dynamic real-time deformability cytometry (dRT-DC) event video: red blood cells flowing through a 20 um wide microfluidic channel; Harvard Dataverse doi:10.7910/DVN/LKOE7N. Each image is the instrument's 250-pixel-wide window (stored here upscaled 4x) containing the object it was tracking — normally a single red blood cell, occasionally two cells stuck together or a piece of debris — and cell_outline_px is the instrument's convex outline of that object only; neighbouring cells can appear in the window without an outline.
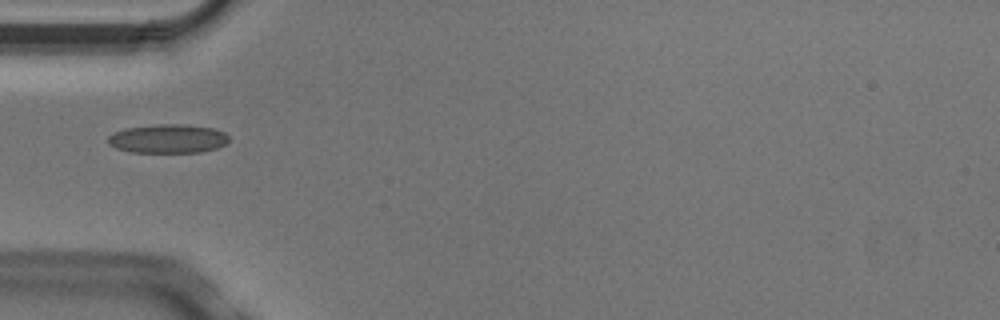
{"species": "Egyptian fruit bat (a non-hibernating species)", "species_latin": "Rousettus aegyptiacus", "temperature_condition": "cold", "stored_images_in_passage": 5, "camera_frame_rate_fps": 3000, "um_per_image_px": 0.085, "animal": {"sex": "male"}, "frame": {"image": 1, "passage_image": 5, "time_ms": 1.333, "image_size_px": [1000, 320], "cell_outline_px": [[228, 140], [224, 144], [216, 148], [200, 152], [128, 152], [116, 148], [108, 144], [108, 136], [112, 132], [124, 128], [160, 124], [180, 124], [212, 128], [224, 132], [228, 136]], "centroid_in_image_um": [14.21, 11.79], "position_along_channel_um": 70.8, "area_um2": 20.29}}